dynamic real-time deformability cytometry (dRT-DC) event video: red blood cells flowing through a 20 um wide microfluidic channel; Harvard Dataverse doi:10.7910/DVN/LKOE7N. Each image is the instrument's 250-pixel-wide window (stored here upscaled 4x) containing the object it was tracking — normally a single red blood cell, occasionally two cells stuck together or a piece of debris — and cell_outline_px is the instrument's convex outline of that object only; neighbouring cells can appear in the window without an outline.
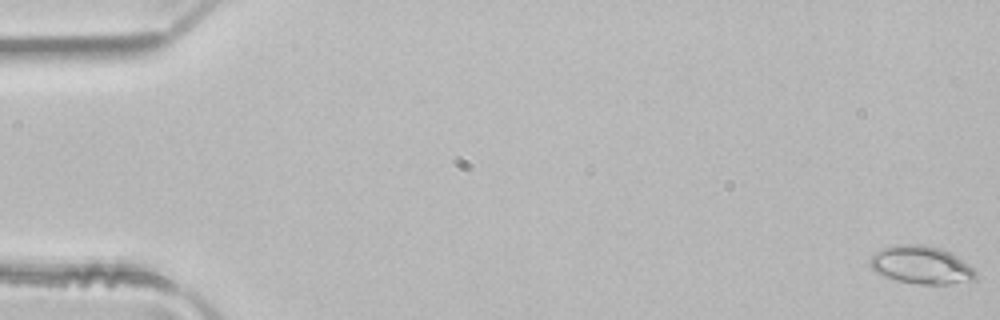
{"species": "common noctule bat (a hibernating species)", "species_latin": "Nyctalus noctula", "temperature_condition": "room temperature", "stored_images_in_passage": 3, "camera_frame_rate_fps": 3000, "um_per_image_px": 0.085, "animal": {"sex": "male", "body_mass_g": 21.5, "forearm_length_mm": 52.0}, "frame": {"image": 1, "passage_image": 1, "time_ms": 0.0, "image_size_px": [1000, 320], "cell_outline_px": [[976, 276], [972, 280], [948, 284], [920, 284], [896, 280], [884, 276], [876, 272], [868, 264], [868, 260], [876, 252], [884, 248], [900, 244], [924, 244], [940, 248], [956, 256], [968, 264], [976, 272]], "centroid_in_image_um": [78.27, 22.52], "position_along_channel_um": 6.7, "area_um2": 23.12}}